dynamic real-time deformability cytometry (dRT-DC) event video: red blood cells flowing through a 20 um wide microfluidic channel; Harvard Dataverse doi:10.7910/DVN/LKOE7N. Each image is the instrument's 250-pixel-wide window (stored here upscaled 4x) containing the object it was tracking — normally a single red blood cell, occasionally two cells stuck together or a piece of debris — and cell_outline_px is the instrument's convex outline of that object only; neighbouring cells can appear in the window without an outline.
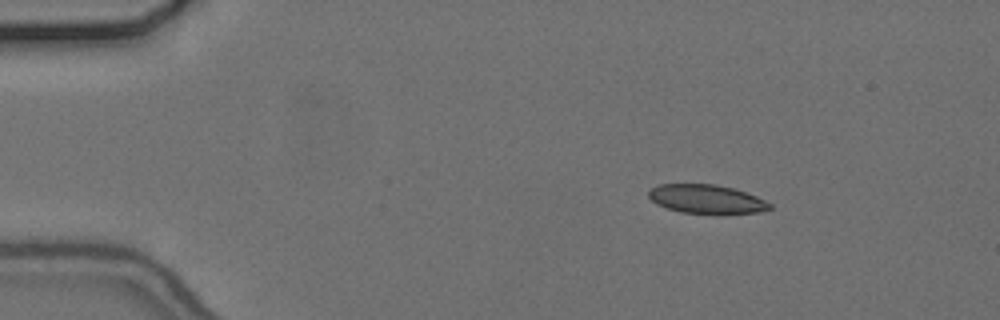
{"species": "common noctule bat (a hibernating species)", "species_latin": "Nyctalus noctula", "temperature_condition": "cold", "stored_images_in_passage": 48, "camera_frame_rate_fps": 3000, "um_per_image_px": 0.085, "animal": {"sex": "female", "body_mass_g": 24.6, "forearm_length_mm": 56.2}, "frame": {"image": 1, "passage_image": 1, "time_ms": 0.0, "image_size_px": [1000, 320], "cell_outline_px": [[772, 208], [760, 212], [680, 212], [656, 204], [648, 196], [648, 192], [652, 188], [660, 184], [716, 184], [736, 188], [756, 196], [772, 204]], "centroid_in_image_um": [60.05, 16.89], "position_along_channel_um": 25.0, "area_um2": 19.94}}
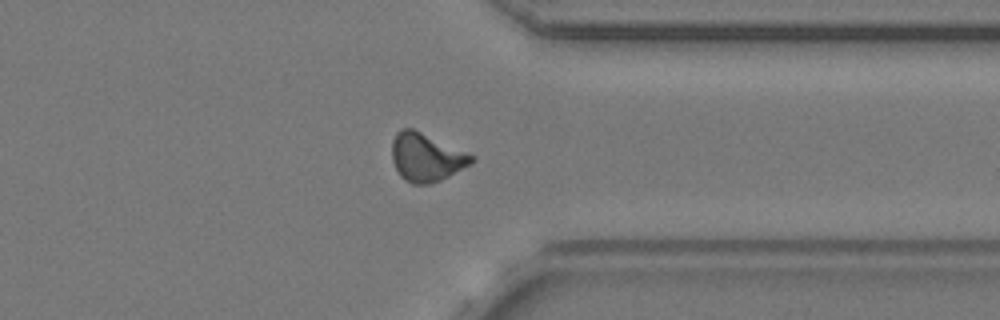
{"frame": {"image": 2, "passage_image": 36, "time_ms": 11.667, "image_size_px": [1000, 320], "cell_outline_px": [[476, 160], [472, 164], [432, 184], [412, 184], [400, 176], [392, 160], [392, 140], [396, 132], [400, 128], [412, 128], [476, 156]], "centroid_in_image_um": [36.23, 13.37], "position_along_channel_um": 375.2, "area_um2": 22.43}}
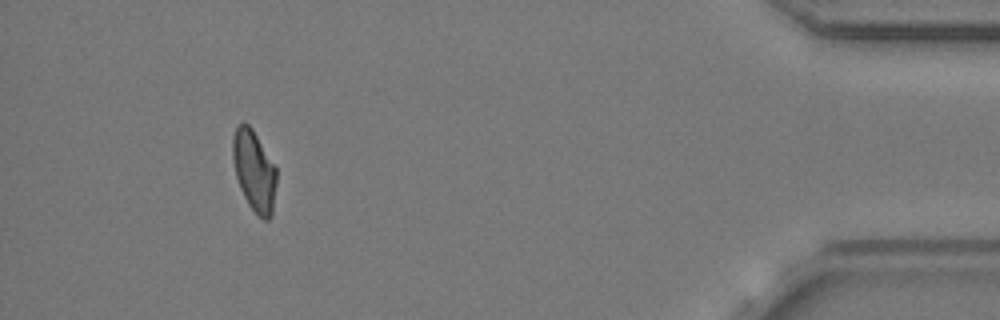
{"frame": {"image": 3, "passage_image": 44, "time_ms": 14.333, "image_size_px": [1000, 320], "cell_outline_px": [[276, 184], [272, 216], [268, 220], [264, 220], [248, 204], [240, 188], [236, 176], [232, 160], [232, 136], [236, 128], [244, 120], [252, 128], [276, 168]], "centroid_in_image_um": [21.59, 14.5], "position_along_channel_um": 413.6, "area_um2": 20.58}, "authors_computed_cell_mechanics": {"area_um2": 21.3282, "velocity_mm_per_s": 3.6918, "shape_relaxation_time_tau1_ms": 9.7393, "shape_relaxation_time_tau2_ms": 2.1495, "deformation_change_tau1": 0.1558, "deformation_change_tau2": 0.0838}}